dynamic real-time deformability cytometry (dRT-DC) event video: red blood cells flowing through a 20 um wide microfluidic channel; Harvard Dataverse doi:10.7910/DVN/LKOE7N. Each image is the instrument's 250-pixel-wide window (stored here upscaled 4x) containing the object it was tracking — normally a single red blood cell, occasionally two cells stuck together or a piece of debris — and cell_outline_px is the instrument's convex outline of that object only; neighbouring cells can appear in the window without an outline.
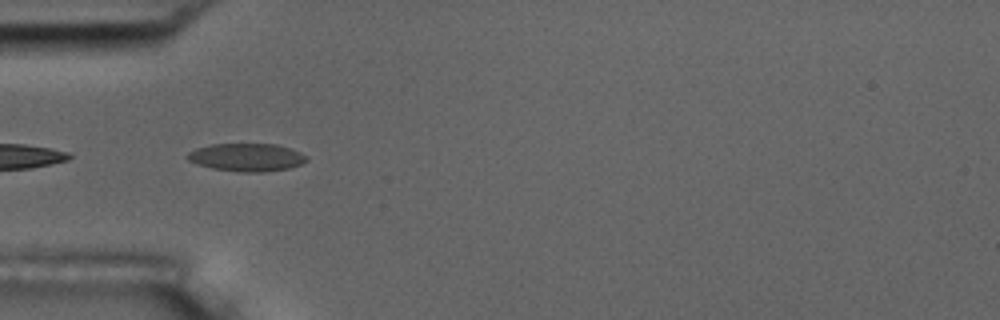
{"species": "common noctule bat (a hibernating species)", "species_latin": "Nyctalus noctula", "temperature_condition": "room temperature", "stored_images_in_passage": 12, "camera_frame_rate_fps": 3000, "um_per_image_px": 0.085, "animal": {"sex": "male", "body_mass_g": 17.5, "forearm_length_mm": 52.3}, "frame": {"image": 1, "passage_image": 3, "time_ms": 0.667, "image_size_px": [1000, 320], "cell_outline_px": [[308, 160], [300, 164], [288, 168], [264, 172], [240, 172], [212, 168], [196, 164], [188, 160], [184, 156], [188, 152], [196, 148], [212, 144], [276, 144], [300, 152]], "centroid_in_image_um": [20.9, 13.37], "position_along_channel_um": 64.1, "area_um2": 19.31}}